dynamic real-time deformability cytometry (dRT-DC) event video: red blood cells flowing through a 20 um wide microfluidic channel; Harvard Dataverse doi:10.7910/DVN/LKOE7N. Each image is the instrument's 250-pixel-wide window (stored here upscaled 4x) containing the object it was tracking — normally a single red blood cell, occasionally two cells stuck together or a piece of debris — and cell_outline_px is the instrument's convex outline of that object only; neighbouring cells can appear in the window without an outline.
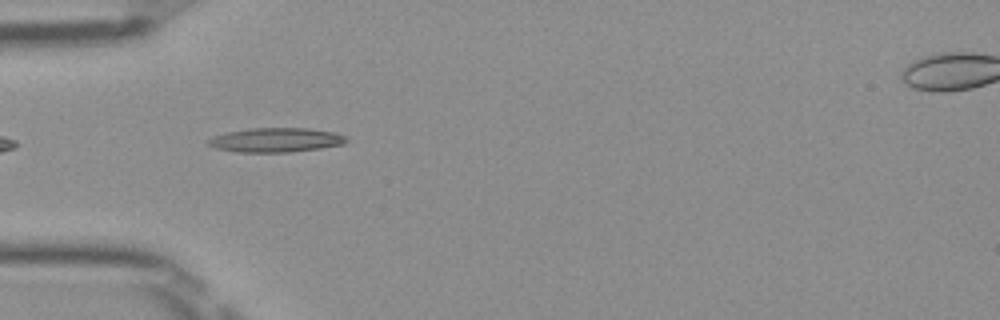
{"species": "Egyptian fruit bat (a non-hibernating species)", "species_latin": "Rousettus aegyptiacus", "temperature_condition": "room temperature", "stored_images_in_passage": 36, "camera_frame_rate_fps": 3000, "um_per_image_px": 0.085, "frame": {"image": 1, "passage_image": 1, "time_ms": 0.0, "image_size_px": [1000, 320], "cell_outline_px": [[348, 140], [344, 144], [320, 148], [288, 152], [236, 152], [216, 148], [208, 144], [208, 140], [212, 136], [228, 132], [252, 128], [308, 128], [332, 132], [344, 136]], "centroid_in_image_um": [23.43, 11.9], "position_along_channel_um": 61.6, "area_um2": 19.36}}
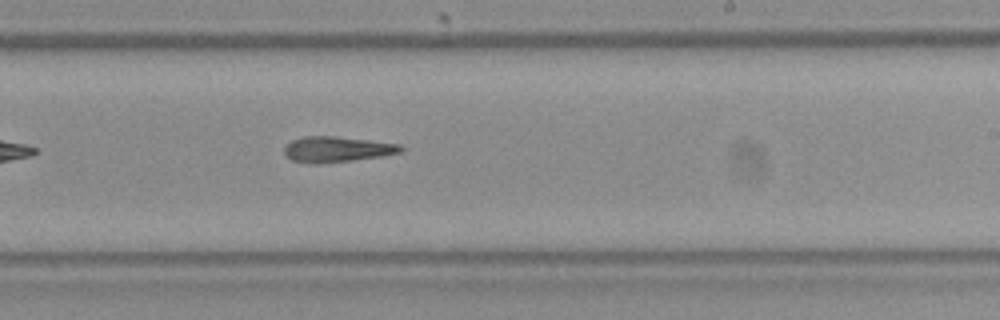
{"frame": {"image": 2, "passage_image": 16, "time_ms": 5.0, "image_size_px": [1000, 320], "cell_outline_px": [[404, 152], [384, 156], [320, 164], [312, 164], [292, 160], [284, 156], [284, 148], [292, 140], [304, 136], [336, 136], [400, 144], [404, 148]], "centroid_in_image_um": [28.65, 12.7], "position_along_channel_um": 260.3, "area_um2": 17.57}}
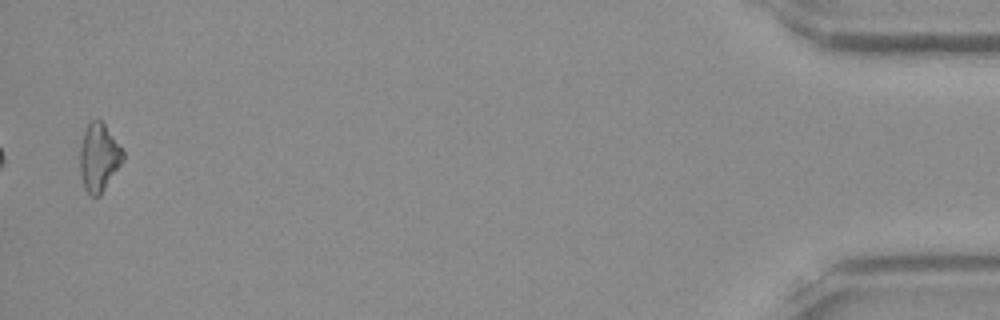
{"frame": {"image": 3, "passage_image": 35, "time_ms": 11.333, "image_size_px": [1000, 320], "cell_outline_px": [[124, 160], [100, 196], [88, 196], [84, 188], [80, 172], [80, 148], [84, 132], [88, 124], [96, 116], [104, 124], [124, 152]], "centroid_in_image_um": [8.4, 13.41], "position_along_channel_um": 426.8, "area_um2": 17.05}}